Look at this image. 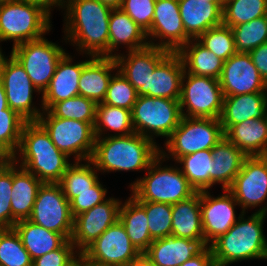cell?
<instances>
[{"mask_svg": "<svg viewBox=\"0 0 267 266\" xmlns=\"http://www.w3.org/2000/svg\"><path fill=\"white\" fill-rule=\"evenodd\" d=\"M114 57H92L83 67L79 77V96L93 100L96 104L103 103L109 81L117 69ZM111 71V72H110Z\"/></svg>", "mask_w": 267, "mask_h": 266, "instance_id": "obj_27", "label": "cell"}, {"mask_svg": "<svg viewBox=\"0 0 267 266\" xmlns=\"http://www.w3.org/2000/svg\"><path fill=\"white\" fill-rule=\"evenodd\" d=\"M11 54L23 66L37 90L43 93L66 52L58 44L43 37L14 46Z\"/></svg>", "mask_w": 267, "mask_h": 266, "instance_id": "obj_11", "label": "cell"}, {"mask_svg": "<svg viewBox=\"0 0 267 266\" xmlns=\"http://www.w3.org/2000/svg\"><path fill=\"white\" fill-rule=\"evenodd\" d=\"M137 98V90L117 70L116 74H113L109 81L103 104L121 107L132 111Z\"/></svg>", "mask_w": 267, "mask_h": 266, "instance_id": "obj_45", "label": "cell"}, {"mask_svg": "<svg viewBox=\"0 0 267 266\" xmlns=\"http://www.w3.org/2000/svg\"><path fill=\"white\" fill-rule=\"evenodd\" d=\"M13 160V184L11 193L12 228L21 220H28L37 193L43 182L23 167H17V156ZM18 160V161H17ZM15 163V164H14Z\"/></svg>", "mask_w": 267, "mask_h": 266, "instance_id": "obj_25", "label": "cell"}, {"mask_svg": "<svg viewBox=\"0 0 267 266\" xmlns=\"http://www.w3.org/2000/svg\"><path fill=\"white\" fill-rule=\"evenodd\" d=\"M266 216L255 212L245 219L241 212L238 221L209 245L215 265L228 266L248 259H267V240L263 233Z\"/></svg>", "mask_w": 267, "mask_h": 266, "instance_id": "obj_3", "label": "cell"}, {"mask_svg": "<svg viewBox=\"0 0 267 266\" xmlns=\"http://www.w3.org/2000/svg\"><path fill=\"white\" fill-rule=\"evenodd\" d=\"M121 201L108 198L103 203L74 217L71 242L83 253L101 234L119 220Z\"/></svg>", "mask_w": 267, "mask_h": 266, "instance_id": "obj_16", "label": "cell"}, {"mask_svg": "<svg viewBox=\"0 0 267 266\" xmlns=\"http://www.w3.org/2000/svg\"><path fill=\"white\" fill-rule=\"evenodd\" d=\"M180 266H216L211 247L209 246L202 254L194 256Z\"/></svg>", "mask_w": 267, "mask_h": 266, "instance_id": "obj_51", "label": "cell"}, {"mask_svg": "<svg viewBox=\"0 0 267 266\" xmlns=\"http://www.w3.org/2000/svg\"><path fill=\"white\" fill-rule=\"evenodd\" d=\"M0 266H33V260L14 228L0 229Z\"/></svg>", "mask_w": 267, "mask_h": 266, "instance_id": "obj_41", "label": "cell"}, {"mask_svg": "<svg viewBox=\"0 0 267 266\" xmlns=\"http://www.w3.org/2000/svg\"><path fill=\"white\" fill-rule=\"evenodd\" d=\"M50 13L25 0L0 3V42L13 40V47L43 38L50 31Z\"/></svg>", "mask_w": 267, "mask_h": 266, "instance_id": "obj_6", "label": "cell"}, {"mask_svg": "<svg viewBox=\"0 0 267 266\" xmlns=\"http://www.w3.org/2000/svg\"><path fill=\"white\" fill-rule=\"evenodd\" d=\"M147 38H159L160 43L148 41L149 45L178 52L191 38L185 33L180 16L178 0H156L155 12ZM151 42V43H150Z\"/></svg>", "mask_w": 267, "mask_h": 266, "instance_id": "obj_17", "label": "cell"}, {"mask_svg": "<svg viewBox=\"0 0 267 266\" xmlns=\"http://www.w3.org/2000/svg\"><path fill=\"white\" fill-rule=\"evenodd\" d=\"M28 220L61 234L66 240L71 239L74 218L69 201L58 183L42 184Z\"/></svg>", "mask_w": 267, "mask_h": 266, "instance_id": "obj_12", "label": "cell"}, {"mask_svg": "<svg viewBox=\"0 0 267 266\" xmlns=\"http://www.w3.org/2000/svg\"><path fill=\"white\" fill-rule=\"evenodd\" d=\"M172 236L204 239L200 208V192L172 205Z\"/></svg>", "mask_w": 267, "mask_h": 266, "instance_id": "obj_31", "label": "cell"}, {"mask_svg": "<svg viewBox=\"0 0 267 266\" xmlns=\"http://www.w3.org/2000/svg\"><path fill=\"white\" fill-rule=\"evenodd\" d=\"M156 0H123L121 8L142 30H150Z\"/></svg>", "mask_w": 267, "mask_h": 266, "instance_id": "obj_47", "label": "cell"}, {"mask_svg": "<svg viewBox=\"0 0 267 266\" xmlns=\"http://www.w3.org/2000/svg\"><path fill=\"white\" fill-rule=\"evenodd\" d=\"M196 40L224 61L236 53L231 27L223 23L208 29Z\"/></svg>", "mask_w": 267, "mask_h": 266, "instance_id": "obj_42", "label": "cell"}, {"mask_svg": "<svg viewBox=\"0 0 267 266\" xmlns=\"http://www.w3.org/2000/svg\"><path fill=\"white\" fill-rule=\"evenodd\" d=\"M147 35L122 9H112L109 18V57L119 45H127L128 51L149 45Z\"/></svg>", "mask_w": 267, "mask_h": 266, "instance_id": "obj_30", "label": "cell"}, {"mask_svg": "<svg viewBox=\"0 0 267 266\" xmlns=\"http://www.w3.org/2000/svg\"><path fill=\"white\" fill-rule=\"evenodd\" d=\"M17 152L22 156L20 166L43 183H58L71 165L37 121L24 124Z\"/></svg>", "mask_w": 267, "mask_h": 266, "instance_id": "obj_4", "label": "cell"}, {"mask_svg": "<svg viewBox=\"0 0 267 266\" xmlns=\"http://www.w3.org/2000/svg\"><path fill=\"white\" fill-rule=\"evenodd\" d=\"M80 266H104L90 261L83 253H81V265Z\"/></svg>", "mask_w": 267, "mask_h": 266, "instance_id": "obj_56", "label": "cell"}, {"mask_svg": "<svg viewBox=\"0 0 267 266\" xmlns=\"http://www.w3.org/2000/svg\"><path fill=\"white\" fill-rule=\"evenodd\" d=\"M257 213H262V214H267V206H263L262 208L260 207V209L257 211Z\"/></svg>", "mask_w": 267, "mask_h": 266, "instance_id": "obj_60", "label": "cell"}, {"mask_svg": "<svg viewBox=\"0 0 267 266\" xmlns=\"http://www.w3.org/2000/svg\"><path fill=\"white\" fill-rule=\"evenodd\" d=\"M25 1L42 6L50 14H51L50 10L53 6L56 5V7L59 6L60 8H62V7H65V4H66L65 2H67V0L66 1L65 0H25Z\"/></svg>", "mask_w": 267, "mask_h": 266, "instance_id": "obj_52", "label": "cell"}, {"mask_svg": "<svg viewBox=\"0 0 267 266\" xmlns=\"http://www.w3.org/2000/svg\"><path fill=\"white\" fill-rule=\"evenodd\" d=\"M77 255L70 262H68L65 266H80L81 265V253H78Z\"/></svg>", "mask_w": 267, "mask_h": 266, "instance_id": "obj_57", "label": "cell"}, {"mask_svg": "<svg viewBox=\"0 0 267 266\" xmlns=\"http://www.w3.org/2000/svg\"><path fill=\"white\" fill-rule=\"evenodd\" d=\"M6 1H13V0H0V3L1 2H6Z\"/></svg>", "mask_w": 267, "mask_h": 266, "instance_id": "obj_62", "label": "cell"}, {"mask_svg": "<svg viewBox=\"0 0 267 266\" xmlns=\"http://www.w3.org/2000/svg\"><path fill=\"white\" fill-rule=\"evenodd\" d=\"M211 151L213 161L212 186L221 183L222 189L227 190L248 156L226 137L219 141Z\"/></svg>", "mask_w": 267, "mask_h": 266, "instance_id": "obj_29", "label": "cell"}, {"mask_svg": "<svg viewBox=\"0 0 267 266\" xmlns=\"http://www.w3.org/2000/svg\"><path fill=\"white\" fill-rule=\"evenodd\" d=\"M151 139L138 133L126 136L113 134L96 138L94 152L91 157L96 170L134 171L147 170L160 155V147Z\"/></svg>", "mask_w": 267, "mask_h": 266, "instance_id": "obj_2", "label": "cell"}, {"mask_svg": "<svg viewBox=\"0 0 267 266\" xmlns=\"http://www.w3.org/2000/svg\"><path fill=\"white\" fill-rule=\"evenodd\" d=\"M96 106L93 100L78 95L55 103L49 111L55 117L95 123Z\"/></svg>", "mask_w": 267, "mask_h": 266, "instance_id": "obj_43", "label": "cell"}, {"mask_svg": "<svg viewBox=\"0 0 267 266\" xmlns=\"http://www.w3.org/2000/svg\"><path fill=\"white\" fill-rule=\"evenodd\" d=\"M219 82L224 97L267 92V83L253 64L249 53L236 52L224 61Z\"/></svg>", "mask_w": 267, "mask_h": 266, "instance_id": "obj_18", "label": "cell"}, {"mask_svg": "<svg viewBox=\"0 0 267 266\" xmlns=\"http://www.w3.org/2000/svg\"><path fill=\"white\" fill-rule=\"evenodd\" d=\"M5 56L4 54H2V51H1V48H0V74H1V69H2V65H3V62L5 60Z\"/></svg>", "mask_w": 267, "mask_h": 266, "instance_id": "obj_59", "label": "cell"}, {"mask_svg": "<svg viewBox=\"0 0 267 266\" xmlns=\"http://www.w3.org/2000/svg\"><path fill=\"white\" fill-rule=\"evenodd\" d=\"M236 52L249 53L267 42V15L231 27Z\"/></svg>", "mask_w": 267, "mask_h": 266, "instance_id": "obj_40", "label": "cell"}, {"mask_svg": "<svg viewBox=\"0 0 267 266\" xmlns=\"http://www.w3.org/2000/svg\"><path fill=\"white\" fill-rule=\"evenodd\" d=\"M224 137L220 119L182 116L164 146L177 161L182 156L211 150Z\"/></svg>", "mask_w": 267, "mask_h": 266, "instance_id": "obj_9", "label": "cell"}, {"mask_svg": "<svg viewBox=\"0 0 267 266\" xmlns=\"http://www.w3.org/2000/svg\"><path fill=\"white\" fill-rule=\"evenodd\" d=\"M131 115L134 132L152 141L154 135L168 139L182 117L179 100L150 96H138Z\"/></svg>", "mask_w": 267, "mask_h": 266, "instance_id": "obj_8", "label": "cell"}, {"mask_svg": "<svg viewBox=\"0 0 267 266\" xmlns=\"http://www.w3.org/2000/svg\"><path fill=\"white\" fill-rule=\"evenodd\" d=\"M74 162L58 182L69 202L74 198V192L94 191V185L99 181L91 160H86V164H80L81 161Z\"/></svg>", "mask_w": 267, "mask_h": 266, "instance_id": "obj_37", "label": "cell"}, {"mask_svg": "<svg viewBox=\"0 0 267 266\" xmlns=\"http://www.w3.org/2000/svg\"><path fill=\"white\" fill-rule=\"evenodd\" d=\"M13 228L32 260L58 249L66 241L61 234L49 231L30 220L18 221Z\"/></svg>", "mask_w": 267, "mask_h": 266, "instance_id": "obj_32", "label": "cell"}, {"mask_svg": "<svg viewBox=\"0 0 267 266\" xmlns=\"http://www.w3.org/2000/svg\"><path fill=\"white\" fill-rule=\"evenodd\" d=\"M99 1L112 9L121 8L123 2V0H99Z\"/></svg>", "mask_w": 267, "mask_h": 266, "instance_id": "obj_55", "label": "cell"}, {"mask_svg": "<svg viewBox=\"0 0 267 266\" xmlns=\"http://www.w3.org/2000/svg\"><path fill=\"white\" fill-rule=\"evenodd\" d=\"M119 221L124 226L132 244L140 253H144L154 241L148 228L145 209L130 196L119 209Z\"/></svg>", "mask_w": 267, "mask_h": 266, "instance_id": "obj_34", "label": "cell"}, {"mask_svg": "<svg viewBox=\"0 0 267 266\" xmlns=\"http://www.w3.org/2000/svg\"><path fill=\"white\" fill-rule=\"evenodd\" d=\"M267 15V0H225L223 24L233 27Z\"/></svg>", "mask_w": 267, "mask_h": 266, "instance_id": "obj_39", "label": "cell"}, {"mask_svg": "<svg viewBox=\"0 0 267 266\" xmlns=\"http://www.w3.org/2000/svg\"><path fill=\"white\" fill-rule=\"evenodd\" d=\"M8 108L5 89L0 80V113H4V110Z\"/></svg>", "mask_w": 267, "mask_h": 266, "instance_id": "obj_54", "label": "cell"}, {"mask_svg": "<svg viewBox=\"0 0 267 266\" xmlns=\"http://www.w3.org/2000/svg\"><path fill=\"white\" fill-rule=\"evenodd\" d=\"M89 61L72 64V58L68 53L61 58L48 87L42 93V111L49 110L59 101L79 95V77Z\"/></svg>", "mask_w": 267, "mask_h": 266, "instance_id": "obj_22", "label": "cell"}, {"mask_svg": "<svg viewBox=\"0 0 267 266\" xmlns=\"http://www.w3.org/2000/svg\"><path fill=\"white\" fill-rule=\"evenodd\" d=\"M266 116L267 92L225 96L220 122L225 133L232 125Z\"/></svg>", "mask_w": 267, "mask_h": 266, "instance_id": "obj_24", "label": "cell"}, {"mask_svg": "<svg viewBox=\"0 0 267 266\" xmlns=\"http://www.w3.org/2000/svg\"><path fill=\"white\" fill-rule=\"evenodd\" d=\"M224 192V195L214 198L209 191H200L202 229L208 245L225 234L238 221L234 209L239 204L228 190L225 189Z\"/></svg>", "mask_w": 267, "mask_h": 266, "instance_id": "obj_20", "label": "cell"}, {"mask_svg": "<svg viewBox=\"0 0 267 266\" xmlns=\"http://www.w3.org/2000/svg\"><path fill=\"white\" fill-rule=\"evenodd\" d=\"M184 72L181 56L170 52L149 75V96L179 100Z\"/></svg>", "mask_w": 267, "mask_h": 266, "instance_id": "obj_23", "label": "cell"}, {"mask_svg": "<svg viewBox=\"0 0 267 266\" xmlns=\"http://www.w3.org/2000/svg\"><path fill=\"white\" fill-rule=\"evenodd\" d=\"M83 254L92 262L104 266H126L141 253L132 244L118 220L101 234Z\"/></svg>", "mask_w": 267, "mask_h": 266, "instance_id": "obj_15", "label": "cell"}, {"mask_svg": "<svg viewBox=\"0 0 267 266\" xmlns=\"http://www.w3.org/2000/svg\"><path fill=\"white\" fill-rule=\"evenodd\" d=\"M209 245L205 239L169 236L154 240L144 254L157 266H180L202 254Z\"/></svg>", "mask_w": 267, "mask_h": 266, "instance_id": "obj_21", "label": "cell"}, {"mask_svg": "<svg viewBox=\"0 0 267 266\" xmlns=\"http://www.w3.org/2000/svg\"><path fill=\"white\" fill-rule=\"evenodd\" d=\"M13 184V160L8 159L0 167V229L12 228L11 193Z\"/></svg>", "mask_w": 267, "mask_h": 266, "instance_id": "obj_46", "label": "cell"}, {"mask_svg": "<svg viewBox=\"0 0 267 266\" xmlns=\"http://www.w3.org/2000/svg\"><path fill=\"white\" fill-rule=\"evenodd\" d=\"M223 99L224 96L218 79L197 76L187 73L185 70L179 99L183 117L220 119ZM185 107H187L186 113Z\"/></svg>", "mask_w": 267, "mask_h": 266, "instance_id": "obj_10", "label": "cell"}, {"mask_svg": "<svg viewBox=\"0 0 267 266\" xmlns=\"http://www.w3.org/2000/svg\"><path fill=\"white\" fill-rule=\"evenodd\" d=\"M242 212L267 200V156H248L233 183L227 189Z\"/></svg>", "mask_w": 267, "mask_h": 266, "instance_id": "obj_14", "label": "cell"}, {"mask_svg": "<svg viewBox=\"0 0 267 266\" xmlns=\"http://www.w3.org/2000/svg\"><path fill=\"white\" fill-rule=\"evenodd\" d=\"M126 266H157L144 253H141L137 258L132 260Z\"/></svg>", "mask_w": 267, "mask_h": 266, "instance_id": "obj_53", "label": "cell"}, {"mask_svg": "<svg viewBox=\"0 0 267 266\" xmlns=\"http://www.w3.org/2000/svg\"><path fill=\"white\" fill-rule=\"evenodd\" d=\"M160 150V155L147 169V175L131 183L132 197L136 201H152L173 205L193 196L196 191L178 167H162L168 154Z\"/></svg>", "mask_w": 267, "mask_h": 266, "instance_id": "obj_5", "label": "cell"}, {"mask_svg": "<svg viewBox=\"0 0 267 266\" xmlns=\"http://www.w3.org/2000/svg\"><path fill=\"white\" fill-rule=\"evenodd\" d=\"M148 218V228L153 240L172 235V205L152 201H137Z\"/></svg>", "mask_w": 267, "mask_h": 266, "instance_id": "obj_44", "label": "cell"}, {"mask_svg": "<svg viewBox=\"0 0 267 266\" xmlns=\"http://www.w3.org/2000/svg\"><path fill=\"white\" fill-rule=\"evenodd\" d=\"M37 122L62 153L68 157L75 155L76 161L91 159L96 141L95 123L55 117L49 110H43Z\"/></svg>", "mask_w": 267, "mask_h": 266, "instance_id": "obj_7", "label": "cell"}, {"mask_svg": "<svg viewBox=\"0 0 267 266\" xmlns=\"http://www.w3.org/2000/svg\"><path fill=\"white\" fill-rule=\"evenodd\" d=\"M170 53L169 50L148 45L127 55L115 54L118 71L137 90L138 96H149L148 79L150 73Z\"/></svg>", "mask_w": 267, "mask_h": 266, "instance_id": "obj_19", "label": "cell"}, {"mask_svg": "<svg viewBox=\"0 0 267 266\" xmlns=\"http://www.w3.org/2000/svg\"><path fill=\"white\" fill-rule=\"evenodd\" d=\"M183 165L181 172L196 192L208 191L212 186V151L201 150L180 157L177 161Z\"/></svg>", "mask_w": 267, "mask_h": 266, "instance_id": "obj_35", "label": "cell"}, {"mask_svg": "<svg viewBox=\"0 0 267 266\" xmlns=\"http://www.w3.org/2000/svg\"><path fill=\"white\" fill-rule=\"evenodd\" d=\"M3 62L0 80L6 93L8 107L27 122L37 121L40 109L32 104L33 92H40L33 85L23 66L11 54Z\"/></svg>", "mask_w": 267, "mask_h": 266, "instance_id": "obj_13", "label": "cell"}, {"mask_svg": "<svg viewBox=\"0 0 267 266\" xmlns=\"http://www.w3.org/2000/svg\"><path fill=\"white\" fill-rule=\"evenodd\" d=\"M27 121L9 107L0 113V154L12 159L20 145L21 133Z\"/></svg>", "mask_w": 267, "mask_h": 266, "instance_id": "obj_38", "label": "cell"}, {"mask_svg": "<svg viewBox=\"0 0 267 266\" xmlns=\"http://www.w3.org/2000/svg\"><path fill=\"white\" fill-rule=\"evenodd\" d=\"M8 160V158L2 154H0V163H5Z\"/></svg>", "mask_w": 267, "mask_h": 266, "instance_id": "obj_61", "label": "cell"}, {"mask_svg": "<svg viewBox=\"0 0 267 266\" xmlns=\"http://www.w3.org/2000/svg\"><path fill=\"white\" fill-rule=\"evenodd\" d=\"M106 193L107 189L99 181L94 185V191L74 192V198L69 202L72 217L106 201Z\"/></svg>", "mask_w": 267, "mask_h": 266, "instance_id": "obj_48", "label": "cell"}, {"mask_svg": "<svg viewBox=\"0 0 267 266\" xmlns=\"http://www.w3.org/2000/svg\"><path fill=\"white\" fill-rule=\"evenodd\" d=\"M74 250L71 240H66L58 249L34 259L33 266H65L78 254Z\"/></svg>", "mask_w": 267, "mask_h": 266, "instance_id": "obj_49", "label": "cell"}, {"mask_svg": "<svg viewBox=\"0 0 267 266\" xmlns=\"http://www.w3.org/2000/svg\"><path fill=\"white\" fill-rule=\"evenodd\" d=\"M185 33L197 39L208 29L223 23V10L205 0H178Z\"/></svg>", "mask_w": 267, "mask_h": 266, "instance_id": "obj_26", "label": "cell"}, {"mask_svg": "<svg viewBox=\"0 0 267 266\" xmlns=\"http://www.w3.org/2000/svg\"><path fill=\"white\" fill-rule=\"evenodd\" d=\"M177 53L181 56L187 73L219 80L224 60L203 47L196 39L188 41Z\"/></svg>", "mask_w": 267, "mask_h": 266, "instance_id": "obj_33", "label": "cell"}, {"mask_svg": "<svg viewBox=\"0 0 267 266\" xmlns=\"http://www.w3.org/2000/svg\"><path fill=\"white\" fill-rule=\"evenodd\" d=\"M205 1L217 4L222 10L224 8L225 0H205Z\"/></svg>", "mask_w": 267, "mask_h": 266, "instance_id": "obj_58", "label": "cell"}, {"mask_svg": "<svg viewBox=\"0 0 267 266\" xmlns=\"http://www.w3.org/2000/svg\"><path fill=\"white\" fill-rule=\"evenodd\" d=\"M106 129L118 132L115 136H126L134 133L131 110L103 103L97 104L94 125L96 138H102V134L107 131Z\"/></svg>", "mask_w": 267, "mask_h": 266, "instance_id": "obj_36", "label": "cell"}, {"mask_svg": "<svg viewBox=\"0 0 267 266\" xmlns=\"http://www.w3.org/2000/svg\"><path fill=\"white\" fill-rule=\"evenodd\" d=\"M224 135L247 156H267V116L232 125Z\"/></svg>", "mask_w": 267, "mask_h": 266, "instance_id": "obj_28", "label": "cell"}, {"mask_svg": "<svg viewBox=\"0 0 267 266\" xmlns=\"http://www.w3.org/2000/svg\"><path fill=\"white\" fill-rule=\"evenodd\" d=\"M253 64L267 83V42L249 52Z\"/></svg>", "mask_w": 267, "mask_h": 266, "instance_id": "obj_50", "label": "cell"}, {"mask_svg": "<svg viewBox=\"0 0 267 266\" xmlns=\"http://www.w3.org/2000/svg\"><path fill=\"white\" fill-rule=\"evenodd\" d=\"M65 31L68 42L88 56L109 57V18L112 8L99 0H67Z\"/></svg>", "mask_w": 267, "mask_h": 266, "instance_id": "obj_1", "label": "cell"}]
</instances>
